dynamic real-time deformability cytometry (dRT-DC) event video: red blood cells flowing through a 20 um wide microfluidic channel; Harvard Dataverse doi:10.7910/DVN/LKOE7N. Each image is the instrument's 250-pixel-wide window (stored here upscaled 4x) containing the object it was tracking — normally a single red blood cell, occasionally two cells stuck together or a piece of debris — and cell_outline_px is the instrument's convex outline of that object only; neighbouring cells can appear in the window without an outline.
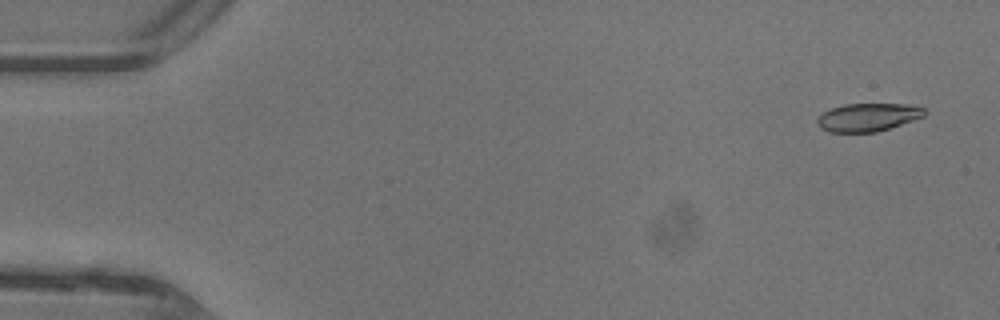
{"species": "common noctule bat (a hibernating species)", "species_latin": "Nyctalus noctula", "temperature_condition": "warm", "stored_images_in_passage": 43, "camera_frame_rate_fps": 3000, "um_per_image_px": 0.085, "animal": {"sex": "female"}, "frame": {"image": 1, "passage_image": 3, "time_ms": 0.667, "image_size_px": [1000, 320], "cell_outline_px": [[928, 112], [924, 116], [876, 132], [828, 132], [820, 128], [816, 124], [816, 120], [824, 112], [832, 108], [844, 104], [904, 104], [924, 108]], "centroid_in_image_um": [73.74, 9.97], "position_along_channel_um": 11.3, "area_um2": 17.4}}
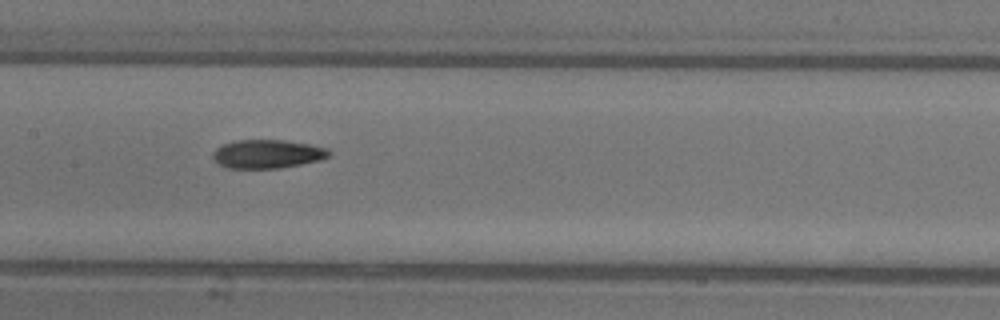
{"frame": {"image": 2, "passage_image": 24, "time_ms": 7.667, "image_size_px": [1000, 320], "cell_outline_px": [[332, 152], [328, 156], [320, 160], [280, 168], [228, 168], [220, 164], [212, 156], [212, 152], [216, 148], [224, 144], [236, 140], [284, 140], [308, 144], [328, 148]], "centroid_in_image_um": [22.74, 13.08], "position_along_channel_um": 184.7, "area_um2": 19.25}}
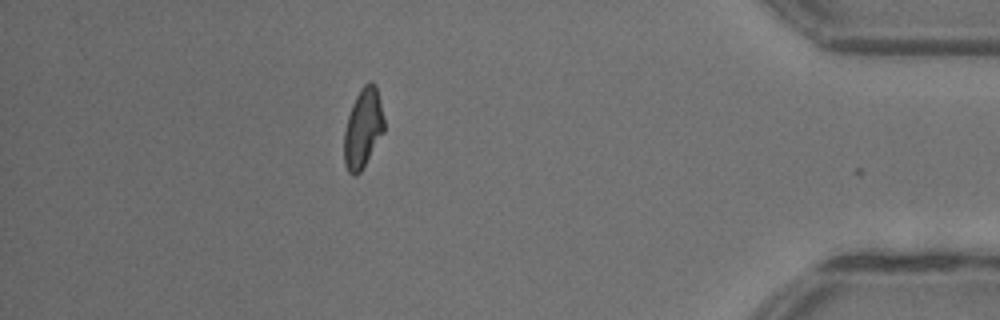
{"frame": {"image": 3, "passage_image": 42, "time_ms": 13.667, "image_size_px": [1000, 320], "cell_outline_px": [[384, 132], [360, 172], [356, 176], [352, 176], [348, 172], [344, 164], [344, 132], [348, 116], [352, 104], [360, 88], [368, 80], [372, 80], [376, 84], [380, 100], [384, 120]], "centroid_in_image_um": [30.85, 10.88], "position_along_channel_um": 404.3, "area_um2": 18.67}, "authors_computed_cell_mechanics": {"area_um2": 18.9584, "velocity_mm_per_s": 4.4424, "shape_relaxation_time_tau1_ms": 11.3608, "shape_relaxation_time_tau2_ms": 2.3652, "deformation_change_tau1": 0.2822, "deformation_change_tau2": 0.0908}}